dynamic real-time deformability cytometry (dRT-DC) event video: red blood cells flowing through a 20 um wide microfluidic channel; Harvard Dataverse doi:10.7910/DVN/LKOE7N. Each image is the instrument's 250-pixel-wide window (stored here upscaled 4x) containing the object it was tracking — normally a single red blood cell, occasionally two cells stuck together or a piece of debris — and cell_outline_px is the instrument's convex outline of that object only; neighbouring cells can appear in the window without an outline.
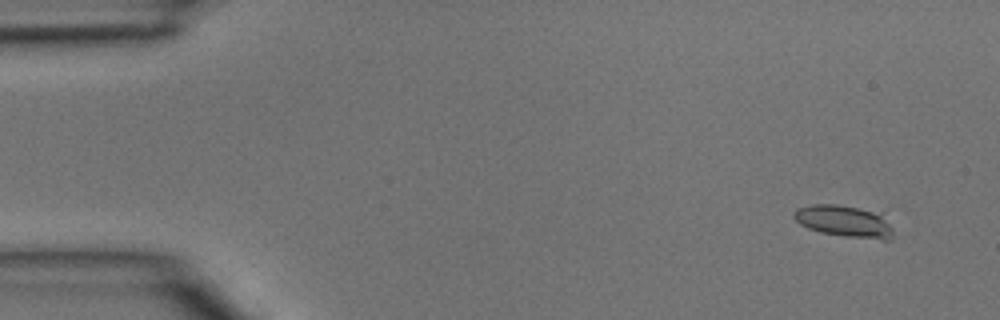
{"species": "common noctule bat (a hibernating species)", "species_latin": "Nyctalus noctula", "temperature_condition": "room temperature", "stored_images_in_passage": 3, "camera_frame_rate_fps": 3000, "um_per_image_px": 0.085, "animal": {"sex": "male", "body_mass_g": 15.6}, "frame": {"image": 1, "passage_image": 1, "time_ms": 0.0, "image_size_px": [1000, 320], "cell_outline_px": [[892, 236], [888, 240], [884, 240], [844, 236], [820, 232], [808, 228], [800, 224], [792, 216], [792, 212], [796, 208], [812, 204], [836, 204], [884, 212], [892, 228]], "centroid_in_image_um": [71.79, 18.78], "position_along_channel_um": 13.2, "area_um2": 18.79}}